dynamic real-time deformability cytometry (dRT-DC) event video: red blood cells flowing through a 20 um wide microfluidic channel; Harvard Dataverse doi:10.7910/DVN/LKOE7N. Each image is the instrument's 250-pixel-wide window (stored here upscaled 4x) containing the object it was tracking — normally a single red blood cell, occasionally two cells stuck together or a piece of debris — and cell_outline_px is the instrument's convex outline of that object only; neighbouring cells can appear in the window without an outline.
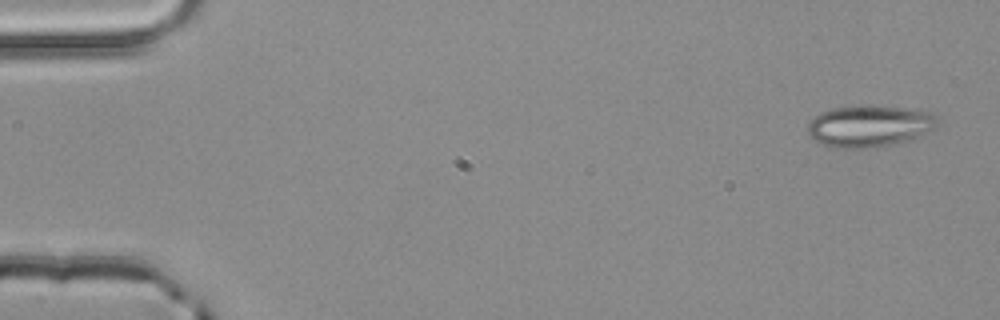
{"species": "common noctule bat (a hibernating species)", "species_latin": "Nyctalus noctula", "temperature_condition": "room temperature", "stored_images_in_passage": 5, "camera_frame_rate_fps": 3000, "um_per_image_px": 0.085, "animal": {"sex": "male", "body_mass_g": 20.4}, "frame": {"image": 1, "passage_image": 1, "time_ms": 0.0, "image_size_px": [1000, 320], "cell_outline_px": [[936, 128], [928, 132], [908, 140], [896, 144], [876, 148], [836, 148], [824, 144], [816, 140], [808, 132], [808, 120], [820, 112], [832, 108], [864, 104], [868, 104], [916, 108], [928, 112], [936, 116]], "centroid_in_image_um": [73.91, 10.69], "position_along_channel_um": 11.1, "area_um2": 32.08}}
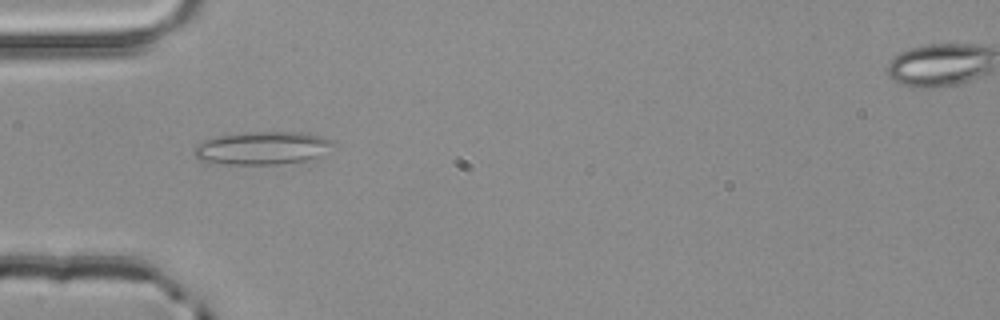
{"frame": {"image": 2, "passage_image": 4, "time_ms": 1.0, "image_size_px": [1000, 320], "cell_outline_px": [[332, 144], [316, 156], [304, 160], [280, 164], [228, 164], [200, 160], [192, 152], [192, 148], [196, 144], [204, 140], [220, 136], [248, 132], [304, 132], [320, 136], [332, 140]], "centroid_in_image_um": [22.2, 12.57], "position_along_channel_um": 62.8, "area_um2": 26.18}}
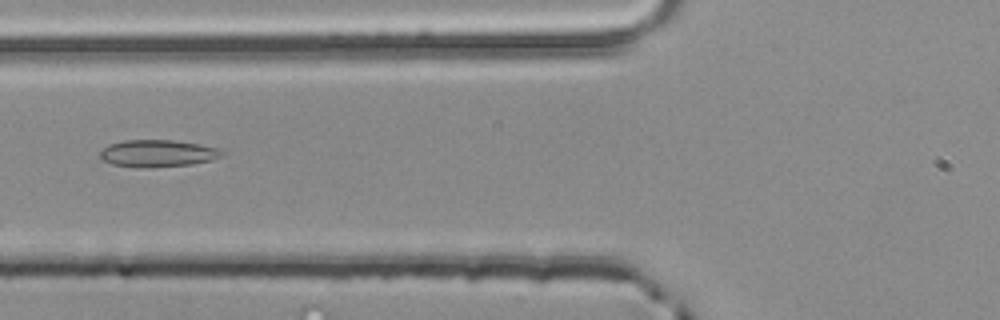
{"frame": {"image": 3, "passage_image": 5, "time_ms": 1.333, "image_size_px": [1000, 320], "cell_outline_px": [[224, 152], [220, 156], [212, 160], [192, 164], [148, 168], [136, 168], [112, 164], [104, 160], [100, 156], [100, 152], [108, 144], [124, 140], [172, 140], [200, 144], [216, 148]], "centroid_in_image_um": [13.37, 13.04], "position_along_channel_um": 112.4, "area_um2": 19.25}}